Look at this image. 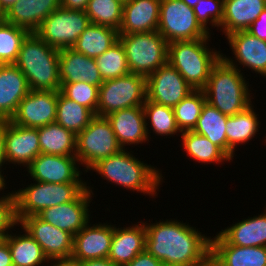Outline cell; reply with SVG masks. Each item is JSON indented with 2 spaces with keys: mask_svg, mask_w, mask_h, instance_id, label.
Here are the masks:
<instances>
[{
  "mask_svg": "<svg viewBox=\"0 0 266 266\" xmlns=\"http://www.w3.org/2000/svg\"><path fill=\"white\" fill-rule=\"evenodd\" d=\"M18 0H0V11L4 15L8 9Z\"/></svg>",
  "mask_w": 266,
  "mask_h": 266,
  "instance_id": "51",
  "label": "cell"
},
{
  "mask_svg": "<svg viewBox=\"0 0 266 266\" xmlns=\"http://www.w3.org/2000/svg\"><path fill=\"white\" fill-rule=\"evenodd\" d=\"M189 7L194 8L195 5L199 2V0H182Z\"/></svg>",
  "mask_w": 266,
  "mask_h": 266,
  "instance_id": "53",
  "label": "cell"
},
{
  "mask_svg": "<svg viewBox=\"0 0 266 266\" xmlns=\"http://www.w3.org/2000/svg\"><path fill=\"white\" fill-rule=\"evenodd\" d=\"M105 117L122 149L128 145L145 144L151 139L147 134L143 106L118 110Z\"/></svg>",
  "mask_w": 266,
  "mask_h": 266,
  "instance_id": "20",
  "label": "cell"
},
{
  "mask_svg": "<svg viewBox=\"0 0 266 266\" xmlns=\"http://www.w3.org/2000/svg\"><path fill=\"white\" fill-rule=\"evenodd\" d=\"M193 9L197 22L209 34L212 32L209 31L208 23L213 28H219L221 26L224 0H199Z\"/></svg>",
  "mask_w": 266,
  "mask_h": 266,
  "instance_id": "42",
  "label": "cell"
},
{
  "mask_svg": "<svg viewBox=\"0 0 266 266\" xmlns=\"http://www.w3.org/2000/svg\"><path fill=\"white\" fill-rule=\"evenodd\" d=\"M29 91L26 77L15 64H0V120H10Z\"/></svg>",
  "mask_w": 266,
  "mask_h": 266,
  "instance_id": "23",
  "label": "cell"
},
{
  "mask_svg": "<svg viewBox=\"0 0 266 266\" xmlns=\"http://www.w3.org/2000/svg\"><path fill=\"white\" fill-rule=\"evenodd\" d=\"M147 99L146 78L129 73L105 80L99 86L96 116L105 117L112 112L143 106Z\"/></svg>",
  "mask_w": 266,
  "mask_h": 266,
  "instance_id": "8",
  "label": "cell"
},
{
  "mask_svg": "<svg viewBox=\"0 0 266 266\" xmlns=\"http://www.w3.org/2000/svg\"><path fill=\"white\" fill-rule=\"evenodd\" d=\"M211 254L224 266H266V247L227 243L218 233L211 238Z\"/></svg>",
  "mask_w": 266,
  "mask_h": 266,
  "instance_id": "26",
  "label": "cell"
},
{
  "mask_svg": "<svg viewBox=\"0 0 266 266\" xmlns=\"http://www.w3.org/2000/svg\"><path fill=\"white\" fill-rule=\"evenodd\" d=\"M89 0H60L62 8L85 11Z\"/></svg>",
  "mask_w": 266,
  "mask_h": 266,
  "instance_id": "48",
  "label": "cell"
},
{
  "mask_svg": "<svg viewBox=\"0 0 266 266\" xmlns=\"http://www.w3.org/2000/svg\"><path fill=\"white\" fill-rule=\"evenodd\" d=\"M54 261V262H53ZM47 266H80L78 260L71 258L53 259L49 261Z\"/></svg>",
  "mask_w": 266,
  "mask_h": 266,
  "instance_id": "49",
  "label": "cell"
},
{
  "mask_svg": "<svg viewBox=\"0 0 266 266\" xmlns=\"http://www.w3.org/2000/svg\"><path fill=\"white\" fill-rule=\"evenodd\" d=\"M39 154H41V149L37 128L20 126L6 120L5 157L7 165L17 164L28 167Z\"/></svg>",
  "mask_w": 266,
  "mask_h": 266,
  "instance_id": "19",
  "label": "cell"
},
{
  "mask_svg": "<svg viewBox=\"0 0 266 266\" xmlns=\"http://www.w3.org/2000/svg\"><path fill=\"white\" fill-rule=\"evenodd\" d=\"M60 92L68 99L89 108L95 115L97 113L99 87L86 82L61 84Z\"/></svg>",
  "mask_w": 266,
  "mask_h": 266,
  "instance_id": "41",
  "label": "cell"
},
{
  "mask_svg": "<svg viewBox=\"0 0 266 266\" xmlns=\"http://www.w3.org/2000/svg\"><path fill=\"white\" fill-rule=\"evenodd\" d=\"M229 116L205 102L192 131L205 136L227 155L226 123Z\"/></svg>",
  "mask_w": 266,
  "mask_h": 266,
  "instance_id": "33",
  "label": "cell"
},
{
  "mask_svg": "<svg viewBox=\"0 0 266 266\" xmlns=\"http://www.w3.org/2000/svg\"><path fill=\"white\" fill-rule=\"evenodd\" d=\"M234 66L222 57L213 66L208 82L203 89L206 102L221 113L232 116L246 110L252 105L253 93L249 89V81Z\"/></svg>",
  "mask_w": 266,
  "mask_h": 266,
  "instance_id": "4",
  "label": "cell"
},
{
  "mask_svg": "<svg viewBox=\"0 0 266 266\" xmlns=\"http://www.w3.org/2000/svg\"><path fill=\"white\" fill-rule=\"evenodd\" d=\"M118 30L90 23L76 40L72 49L77 53L95 59L105 53L118 41Z\"/></svg>",
  "mask_w": 266,
  "mask_h": 266,
  "instance_id": "30",
  "label": "cell"
},
{
  "mask_svg": "<svg viewBox=\"0 0 266 266\" xmlns=\"http://www.w3.org/2000/svg\"><path fill=\"white\" fill-rule=\"evenodd\" d=\"M59 77L61 84L82 81L99 87L104 82L95 59L72 48L59 50Z\"/></svg>",
  "mask_w": 266,
  "mask_h": 266,
  "instance_id": "22",
  "label": "cell"
},
{
  "mask_svg": "<svg viewBox=\"0 0 266 266\" xmlns=\"http://www.w3.org/2000/svg\"><path fill=\"white\" fill-rule=\"evenodd\" d=\"M147 100L174 108L193 89L167 62L146 78Z\"/></svg>",
  "mask_w": 266,
  "mask_h": 266,
  "instance_id": "12",
  "label": "cell"
},
{
  "mask_svg": "<svg viewBox=\"0 0 266 266\" xmlns=\"http://www.w3.org/2000/svg\"><path fill=\"white\" fill-rule=\"evenodd\" d=\"M122 4L127 3L129 0H119Z\"/></svg>",
  "mask_w": 266,
  "mask_h": 266,
  "instance_id": "55",
  "label": "cell"
},
{
  "mask_svg": "<svg viewBox=\"0 0 266 266\" xmlns=\"http://www.w3.org/2000/svg\"><path fill=\"white\" fill-rule=\"evenodd\" d=\"M11 251L8 243L0 239V266H12Z\"/></svg>",
  "mask_w": 266,
  "mask_h": 266,
  "instance_id": "47",
  "label": "cell"
},
{
  "mask_svg": "<svg viewBox=\"0 0 266 266\" xmlns=\"http://www.w3.org/2000/svg\"><path fill=\"white\" fill-rule=\"evenodd\" d=\"M157 31L168 43L211 36L197 22L194 9L182 0H161Z\"/></svg>",
  "mask_w": 266,
  "mask_h": 266,
  "instance_id": "11",
  "label": "cell"
},
{
  "mask_svg": "<svg viewBox=\"0 0 266 266\" xmlns=\"http://www.w3.org/2000/svg\"><path fill=\"white\" fill-rule=\"evenodd\" d=\"M124 266H165L160 260H157L146 250L139 253L130 263Z\"/></svg>",
  "mask_w": 266,
  "mask_h": 266,
  "instance_id": "45",
  "label": "cell"
},
{
  "mask_svg": "<svg viewBox=\"0 0 266 266\" xmlns=\"http://www.w3.org/2000/svg\"><path fill=\"white\" fill-rule=\"evenodd\" d=\"M132 151L122 149L118 153L99 160L89 171H95L107 182L126 190L137 191L152 198L157 196L163 176L155 167L136 158Z\"/></svg>",
  "mask_w": 266,
  "mask_h": 266,
  "instance_id": "2",
  "label": "cell"
},
{
  "mask_svg": "<svg viewBox=\"0 0 266 266\" xmlns=\"http://www.w3.org/2000/svg\"><path fill=\"white\" fill-rule=\"evenodd\" d=\"M90 187L91 185H88L74 201L46 208L38 216L56 228L65 230L74 236L90 222L89 207L94 195L93 187Z\"/></svg>",
  "mask_w": 266,
  "mask_h": 266,
  "instance_id": "16",
  "label": "cell"
},
{
  "mask_svg": "<svg viewBox=\"0 0 266 266\" xmlns=\"http://www.w3.org/2000/svg\"><path fill=\"white\" fill-rule=\"evenodd\" d=\"M122 150L106 117L95 116L89 125L76 135V158L86 172L99 160Z\"/></svg>",
  "mask_w": 266,
  "mask_h": 266,
  "instance_id": "9",
  "label": "cell"
},
{
  "mask_svg": "<svg viewBox=\"0 0 266 266\" xmlns=\"http://www.w3.org/2000/svg\"><path fill=\"white\" fill-rule=\"evenodd\" d=\"M235 60L222 53V58L241 71L239 65L266 77V41L260 40L247 30L232 32L226 36ZM239 64H238V63Z\"/></svg>",
  "mask_w": 266,
  "mask_h": 266,
  "instance_id": "17",
  "label": "cell"
},
{
  "mask_svg": "<svg viewBox=\"0 0 266 266\" xmlns=\"http://www.w3.org/2000/svg\"><path fill=\"white\" fill-rule=\"evenodd\" d=\"M129 227L118 228L114 225L108 259L116 266L130 263L139 253L145 251L146 229L144 222Z\"/></svg>",
  "mask_w": 266,
  "mask_h": 266,
  "instance_id": "21",
  "label": "cell"
},
{
  "mask_svg": "<svg viewBox=\"0 0 266 266\" xmlns=\"http://www.w3.org/2000/svg\"><path fill=\"white\" fill-rule=\"evenodd\" d=\"M100 75L103 79H115L130 73L123 45L118 40L105 53L95 58Z\"/></svg>",
  "mask_w": 266,
  "mask_h": 266,
  "instance_id": "39",
  "label": "cell"
},
{
  "mask_svg": "<svg viewBox=\"0 0 266 266\" xmlns=\"http://www.w3.org/2000/svg\"><path fill=\"white\" fill-rule=\"evenodd\" d=\"M211 37L168 43V62L181 74L193 90H203L213 66L222 57L209 45ZM208 45V46H207Z\"/></svg>",
  "mask_w": 266,
  "mask_h": 266,
  "instance_id": "5",
  "label": "cell"
},
{
  "mask_svg": "<svg viewBox=\"0 0 266 266\" xmlns=\"http://www.w3.org/2000/svg\"><path fill=\"white\" fill-rule=\"evenodd\" d=\"M57 101L58 91L30 90L10 121L31 128L55 123Z\"/></svg>",
  "mask_w": 266,
  "mask_h": 266,
  "instance_id": "14",
  "label": "cell"
},
{
  "mask_svg": "<svg viewBox=\"0 0 266 266\" xmlns=\"http://www.w3.org/2000/svg\"><path fill=\"white\" fill-rule=\"evenodd\" d=\"M76 156L39 154L26 168L34 181L47 183H87L82 180Z\"/></svg>",
  "mask_w": 266,
  "mask_h": 266,
  "instance_id": "15",
  "label": "cell"
},
{
  "mask_svg": "<svg viewBox=\"0 0 266 266\" xmlns=\"http://www.w3.org/2000/svg\"><path fill=\"white\" fill-rule=\"evenodd\" d=\"M0 196V239H4L9 233L10 229L18 226L15 215V196L13 191L11 193H2Z\"/></svg>",
  "mask_w": 266,
  "mask_h": 266,
  "instance_id": "43",
  "label": "cell"
},
{
  "mask_svg": "<svg viewBox=\"0 0 266 266\" xmlns=\"http://www.w3.org/2000/svg\"><path fill=\"white\" fill-rule=\"evenodd\" d=\"M80 266H116L108 258L105 259H91L80 262Z\"/></svg>",
  "mask_w": 266,
  "mask_h": 266,
  "instance_id": "50",
  "label": "cell"
},
{
  "mask_svg": "<svg viewBox=\"0 0 266 266\" xmlns=\"http://www.w3.org/2000/svg\"><path fill=\"white\" fill-rule=\"evenodd\" d=\"M144 222L145 250L165 266H202L211 253V237L175 219Z\"/></svg>",
  "mask_w": 266,
  "mask_h": 266,
  "instance_id": "1",
  "label": "cell"
},
{
  "mask_svg": "<svg viewBox=\"0 0 266 266\" xmlns=\"http://www.w3.org/2000/svg\"><path fill=\"white\" fill-rule=\"evenodd\" d=\"M182 147L187 152L188 157L198 161V163L212 164L214 162H230L231 159L215 144L205 136L194 131H183L180 134Z\"/></svg>",
  "mask_w": 266,
  "mask_h": 266,
  "instance_id": "34",
  "label": "cell"
},
{
  "mask_svg": "<svg viewBox=\"0 0 266 266\" xmlns=\"http://www.w3.org/2000/svg\"><path fill=\"white\" fill-rule=\"evenodd\" d=\"M247 31L258 39L266 41V8L251 24Z\"/></svg>",
  "mask_w": 266,
  "mask_h": 266,
  "instance_id": "44",
  "label": "cell"
},
{
  "mask_svg": "<svg viewBox=\"0 0 266 266\" xmlns=\"http://www.w3.org/2000/svg\"><path fill=\"white\" fill-rule=\"evenodd\" d=\"M7 183H5L1 178H0V192L3 190L4 191V189H6V187L5 186H7L6 185Z\"/></svg>",
  "mask_w": 266,
  "mask_h": 266,
  "instance_id": "54",
  "label": "cell"
},
{
  "mask_svg": "<svg viewBox=\"0 0 266 266\" xmlns=\"http://www.w3.org/2000/svg\"><path fill=\"white\" fill-rule=\"evenodd\" d=\"M14 64L26 77L30 90H61L59 50L49 46L36 33H29L23 40Z\"/></svg>",
  "mask_w": 266,
  "mask_h": 266,
  "instance_id": "3",
  "label": "cell"
},
{
  "mask_svg": "<svg viewBox=\"0 0 266 266\" xmlns=\"http://www.w3.org/2000/svg\"><path fill=\"white\" fill-rule=\"evenodd\" d=\"M266 8V0H224L220 26L225 36L247 30Z\"/></svg>",
  "mask_w": 266,
  "mask_h": 266,
  "instance_id": "28",
  "label": "cell"
},
{
  "mask_svg": "<svg viewBox=\"0 0 266 266\" xmlns=\"http://www.w3.org/2000/svg\"><path fill=\"white\" fill-rule=\"evenodd\" d=\"M3 20V14L0 11V21Z\"/></svg>",
  "mask_w": 266,
  "mask_h": 266,
  "instance_id": "56",
  "label": "cell"
},
{
  "mask_svg": "<svg viewBox=\"0 0 266 266\" xmlns=\"http://www.w3.org/2000/svg\"><path fill=\"white\" fill-rule=\"evenodd\" d=\"M18 225L41 246L48 260L71 258L73 235L42 220L38 215L24 217Z\"/></svg>",
  "mask_w": 266,
  "mask_h": 266,
  "instance_id": "13",
  "label": "cell"
},
{
  "mask_svg": "<svg viewBox=\"0 0 266 266\" xmlns=\"http://www.w3.org/2000/svg\"><path fill=\"white\" fill-rule=\"evenodd\" d=\"M85 12L91 23L119 31L123 13L119 0H89Z\"/></svg>",
  "mask_w": 266,
  "mask_h": 266,
  "instance_id": "37",
  "label": "cell"
},
{
  "mask_svg": "<svg viewBox=\"0 0 266 266\" xmlns=\"http://www.w3.org/2000/svg\"><path fill=\"white\" fill-rule=\"evenodd\" d=\"M24 234L9 233L4 240L11 251L14 266H44L49 264L41 246L22 227ZM18 235V236H17Z\"/></svg>",
  "mask_w": 266,
  "mask_h": 266,
  "instance_id": "31",
  "label": "cell"
},
{
  "mask_svg": "<svg viewBox=\"0 0 266 266\" xmlns=\"http://www.w3.org/2000/svg\"><path fill=\"white\" fill-rule=\"evenodd\" d=\"M253 104L246 110L229 116L226 123L227 156L232 160L237 145L247 144L255 138L259 131L258 114L254 111Z\"/></svg>",
  "mask_w": 266,
  "mask_h": 266,
  "instance_id": "29",
  "label": "cell"
},
{
  "mask_svg": "<svg viewBox=\"0 0 266 266\" xmlns=\"http://www.w3.org/2000/svg\"><path fill=\"white\" fill-rule=\"evenodd\" d=\"M202 266H224L211 253L206 257Z\"/></svg>",
  "mask_w": 266,
  "mask_h": 266,
  "instance_id": "52",
  "label": "cell"
},
{
  "mask_svg": "<svg viewBox=\"0 0 266 266\" xmlns=\"http://www.w3.org/2000/svg\"><path fill=\"white\" fill-rule=\"evenodd\" d=\"M161 0H129L123 4L119 34L157 31Z\"/></svg>",
  "mask_w": 266,
  "mask_h": 266,
  "instance_id": "24",
  "label": "cell"
},
{
  "mask_svg": "<svg viewBox=\"0 0 266 266\" xmlns=\"http://www.w3.org/2000/svg\"><path fill=\"white\" fill-rule=\"evenodd\" d=\"M130 73L147 78L168 62V42L158 31L119 34Z\"/></svg>",
  "mask_w": 266,
  "mask_h": 266,
  "instance_id": "7",
  "label": "cell"
},
{
  "mask_svg": "<svg viewBox=\"0 0 266 266\" xmlns=\"http://www.w3.org/2000/svg\"><path fill=\"white\" fill-rule=\"evenodd\" d=\"M5 137H6V120H0V178L6 183L5 175L2 174V169L5 163L7 164L5 157Z\"/></svg>",
  "mask_w": 266,
  "mask_h": 266,
  "instance_id": "46",
  "label": "cell"
},
{
  "mask_svg": "<svg viewBox=\"0 0 266 266\" xmlns=\"http://www.w3.org/2000/svg\"><path fill=\"white\" fill-rule=\"evenodd\" d=\"M60 6V0H18L3 15V20L35 33L42 21Z\"/></svg>",
  "mask_w": 266,
  "mask_h": 266,
  "instance_id": "25",
  "label": "cell"
},
{
  "mask_svg": "<svg viewBox=\"0 0 266 266\" xmlns=\"http://www.w3.org/2000/svg\"><path fill=\"white\" fill-rule=\"evenodd\" d=\"M96 115L87 107L66 98L58 91L55 122L75 135L83 131Z\"/></svg>",
  "mask_w": 266,
  "mask_h": 266,
  "instance_id": "35",
  "label": "cell"
},
{
  "mask_svg": "<svg viewBox=\"0 0 266 266\" xmlns=\"http://www.w3.org/2000/svg\"><path fill=\"white\" fill-rule=\"evenodd\" d=\"M90 23L85 11L68 10L60 6L42 21L35 33L57 50L68 49L72 48Z\"/></svg>",
  "mask_w": 266,
  "mask_h": 266,
  "instance_id": "10",
  "label": "cell"
},
{
  "mask_svg": "<svg viewBox=\"0 0 266 266\" xmlns=\"http://www.w3.org/2000/svg\"><path fill=\"white\" fill-rule=\"evenodd\" d=\"M41 153L76 156V135L63 126L51 123L37 128Z\"/></svg>",
  "mask_w": 266,
  "mask_h": 266,
  "instance_id": "32",
  "label": "cell"
},
{
  "mask_svg": "<svg viewBox=\"0 0 266 266\" xmlns=\"http://www.w3.org/2000/svg\"><path fill=\"white\" fill-rule=\"evenodd\" d=\"M88 183H47L35 181L15 190V215L19 223L24 217L36 216L44 209L74 201Z\"/></svg>",
  "mask_w": 266,
  "mask_h": 266,
  "instance_id": "6",
  "label": "cell"
},
{
  "mask_svg": "<svg viewBox=\"0 0 266 266\" xmlns=\"http://www.w3.org/2000/svg\"><path fill=\"white\" fill-rule=\"evenodd\" d=\"M29 32L21 27L0 21V64H14L23 40Z\"/></svg>",
  "mask_w": 266,
  "mask_h": 266,
  "instance_id": "40",
  "label": "cell"
},
{
  "mask_svg": "<svg viewBox=\"0 0 266 266\" xmlns=\"http://www.w3.org/2000/svg\"><path fill=\"white\" fill-rule=\"evenodd\" d=\"M205 102L204 91L193 90L173 108L176 123L181 132L194 129Z\"/></svg>",
  "mask_w": 266,
  "mask_h": 266,
  "instance_id": "38",
  "label": "cell"
},
{
  "mask_svg": "<svg viewBox=\"0 0 266 266\" xmlns=\"http://www.w3.org/2000/svg\"><path fill=\"white\" fill-rule=\"evenodd\" d=\"M143 111L148 137L149 133H151L149 132L151 129L153 133H156L158 136L172 137V135L174 136L177 132L182 133L177 126L173 108L146 99L143 105ZM148 123H150L151 126Z\"/></svg>",
  "mask_w": 266,
  "mask_h": 266,
  "instance_id": "36",
  "label": "cell"
},
{
  "mask_svg": "<svg viewBox=\"0 0 266 266\" xmlns=\"http://www.w3.org/2000/svg\"><path fill=\"white\" fill-rule=\"evenodd\" d=\"M227 243L241 247H266V207L258 216L248 217L218 233Z\"/></svg>",
  "mask_w": 266,
  "mask_h": 266,
  "instance_id": "27",
  "label": "cell"
},
{
  "mask_svg": "<svg viewBox=\"0 0 266 266\" xmlns=\"http://www.w3.org/2000/svg\"><path fill=\"white\" fill-rule=\"evenodd\" d=\"M113 233L114 225L111 223L92 226L89 222L73 236L71 257L79 262L108 258Z\"/></svg>",
  "mask_w": 266,
  "mask_h": 266,
  "instance_id": "18",
  "label": "cell"
}]
</instances>
